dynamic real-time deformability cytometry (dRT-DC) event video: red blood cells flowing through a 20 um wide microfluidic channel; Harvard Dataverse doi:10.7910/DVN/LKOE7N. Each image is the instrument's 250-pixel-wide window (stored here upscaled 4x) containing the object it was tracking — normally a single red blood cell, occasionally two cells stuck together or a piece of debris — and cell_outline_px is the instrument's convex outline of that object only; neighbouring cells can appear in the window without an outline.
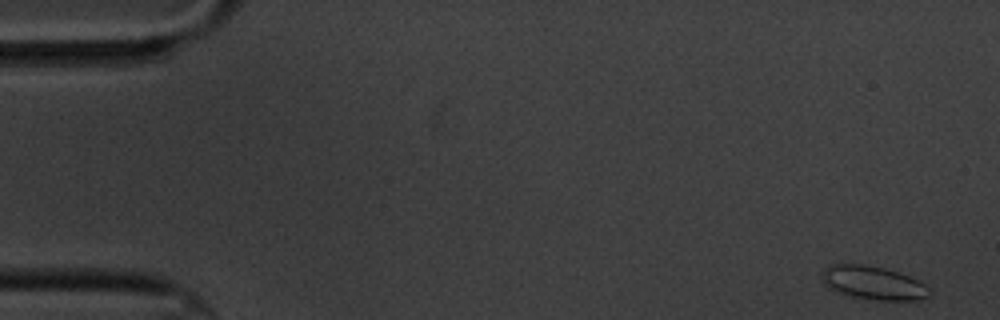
{"species": "common noctule bat (a hibernating species)", "species_latin": "Nyctalus noctula", "temperature_condition": "cold", "stored_images_in_passage": 6, "camera_frame_rate_fps": 3000, "um_per_image_px": 0.085, "animal": {"sex": "male", "body_mass_g": 20.1, "forearm_length_mm": 53.5}, "frame": {"image": 1, "passage_image": 6, "time_ms": 6.667, "image_size_px": [1000, 320], "cell_outline_px": [[932, 296], [920, 300], [872, 300], [852, 296], [836, 292], [828, 288], [820, 280], [820, 276], [824, 268], [828, 264], [864, 264], [884, 268], [908, 276], [924, 284], [932, 292]], "centroid_in_image_um": [74.18, 24.05], "position_along_channel_um": 10.8, "area_um2": 21.27}}